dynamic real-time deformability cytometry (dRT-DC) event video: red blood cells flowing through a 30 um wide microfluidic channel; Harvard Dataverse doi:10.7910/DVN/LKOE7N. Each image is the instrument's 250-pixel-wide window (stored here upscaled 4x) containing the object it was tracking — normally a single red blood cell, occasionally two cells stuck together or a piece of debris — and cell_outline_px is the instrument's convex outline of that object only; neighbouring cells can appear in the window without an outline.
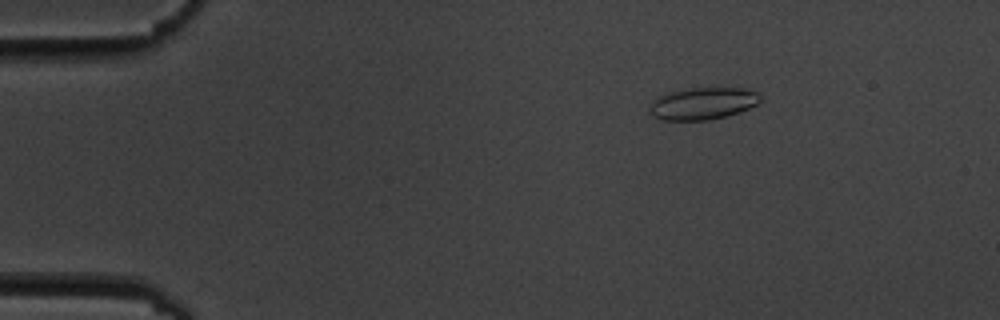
{"species": "common noctule bat (a hibernating species)", "species_latin": "Nyctalus noctula", "temperature_condition": "cold", "stored_images_in_passage": 5, "camera_frame_rate_fps": 3000, "um_per_image_px": 0.085, "animal": {"sex": "male", "body_mass_g": 19.5, "forearm_length_mm": 54.6}, "frame": {"image": 1, "passage_image": 3, "time_ms": 2.333, "image_size_px": [1000, 320], "cell_outline_px": [[760, 100], [756, 104], [740, 112], [708, 120], [664, 120], [652, 116], [652, 100], [656, 96], [668, 92], [692, 88], [744, 88], [756, 92], [760, 96]], "centroid_in_image_um": [59.73, 8.79], "position_along_channel_um": 25.3, "area_um2": 20.46}}